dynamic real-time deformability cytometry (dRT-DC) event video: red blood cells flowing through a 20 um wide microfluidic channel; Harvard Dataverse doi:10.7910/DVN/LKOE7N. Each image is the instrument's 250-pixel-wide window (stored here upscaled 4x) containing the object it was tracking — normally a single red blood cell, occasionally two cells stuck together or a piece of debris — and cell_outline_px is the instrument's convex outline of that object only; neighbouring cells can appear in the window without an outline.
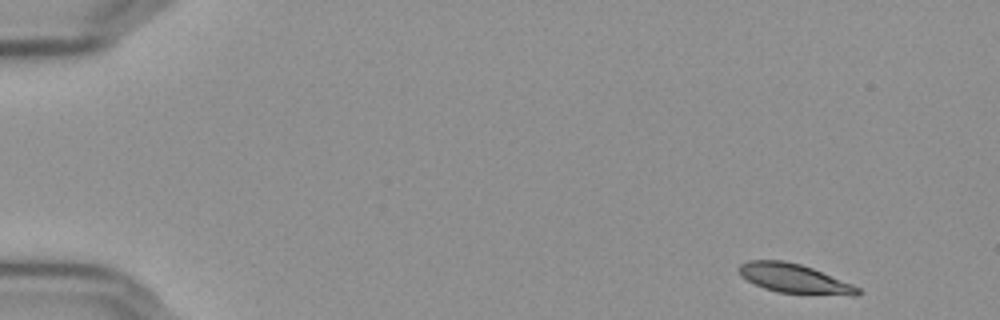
{"species": "Egyptian fruit bat (a non-hibernating species)", "species_latin": "Rousettus aegyptiacus", "temperature_condition": "cold", "stored_images_in_passage": 9, "camera_frame_rate_fps": 3000, "um_per_image_px": 0.085, "frame": {"image": 1, "passage_image": 1, "time_ms": 0.0, "image_size_px": [1000, 320], "cell_outline_px": [[860, 292], [856, 296], [852, 296], [776, 292], [764, 288], [740, 276], [740, 264], [748, 260], [784, 260], [800, 264], [812, 268], [852, 284], [860, 288]], "centroid_in_image_um": [67.53, 23.68], "position_along_channel_um": 17.5, "area_um2": 20.11}}
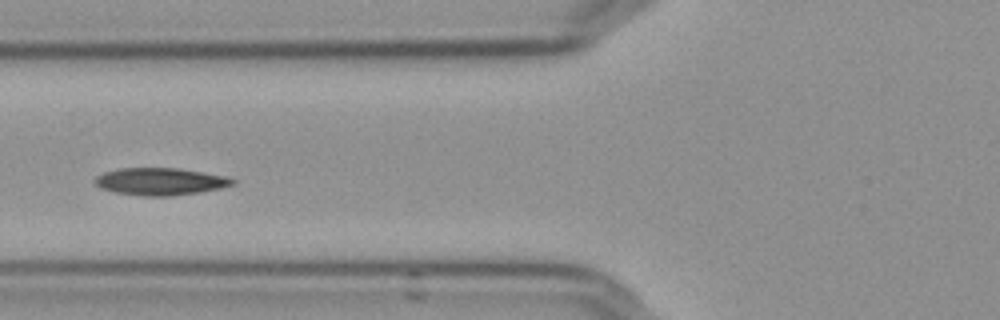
{"frame": {"image": 2, "passage_image": 6, "time_ms": 1.667, "image_size_px": [1000, 320], "cell_outline_px": [[236, 184], [220, 188], [200, 192], [172, 196], [144, 196], [116, 192], [100, 188], [92, 180], [96, 176], [104, 172], [120, 168], [180, 168], [224, 176], [236, 180]], "centroid_in_image_um": [13.62, 15.43], "position_along_channel_um": 112.2, "area_um2": 21.91}}
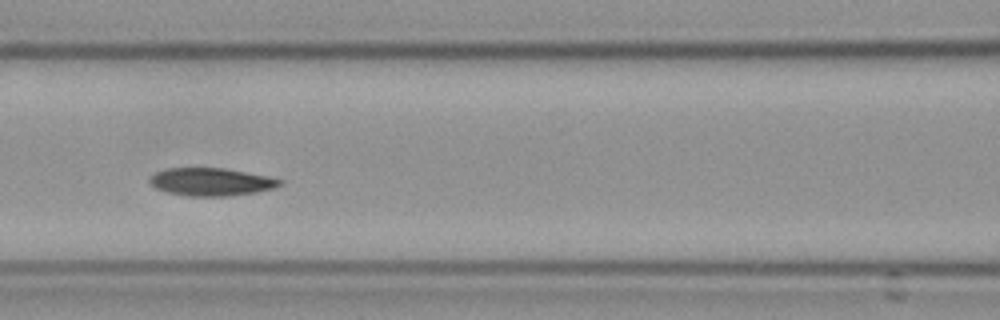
{"frame": {"image": 3, "passage_image": 7, "time_ms": 2.0, "image_size_px": [1000, 320], "cell_outline_px": [[284, 184], [276, 188], [256, 192], [232, 196], [184, 196], [164, 192], [148, 184], [148, 176], [156, 172], [168, 168], [224, 168], [268, 176], [284, 180]], "centroid_in_image_um": [17.93, 15.47], "position_along_channel_um": 148.7, "area_um2": 21.56}}